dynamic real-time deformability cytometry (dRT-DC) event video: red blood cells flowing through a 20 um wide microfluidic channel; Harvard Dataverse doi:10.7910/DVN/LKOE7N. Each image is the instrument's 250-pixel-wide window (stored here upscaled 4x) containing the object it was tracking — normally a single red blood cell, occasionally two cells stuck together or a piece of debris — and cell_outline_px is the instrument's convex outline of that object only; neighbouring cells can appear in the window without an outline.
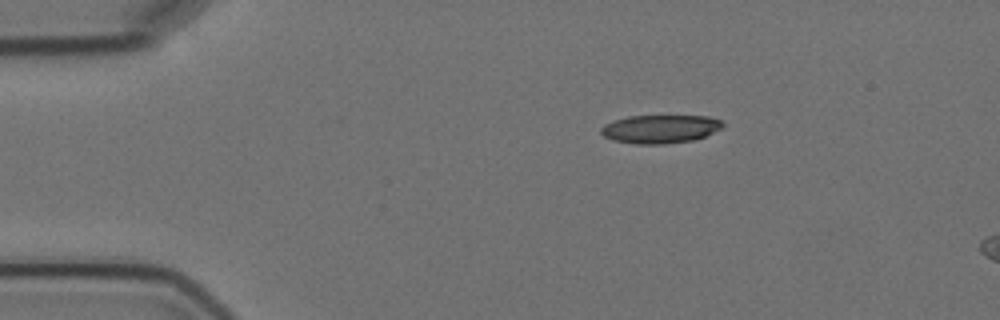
{"species": "Egyptian fruit bat (a non-hibernating species)", "species_latin": "Rousettus aegyptiacus", "temperature_condition": "cold", "stored_images_in_passage": 4, "camera_frame_rate_fps": 3000, "um_per_image_px": 0.085, "animal": {"sex": "female"}, "frame": {"image": 1, "passage_image": 4, "time_ms": 4.333, "image_size_px": [1000, 320], "cell_outline_px": [[724, 128], [704, 136], [692, 140], [664, 144], [636, 144], [612, 140], [604, 136], [600, 132], [600, 128], [604, 124], [628, 116], [708, 116], [720, 120], [724, 124]], "centroid_in_image_um": [56.12, 10.96], "position_along_channel_um": 28.9, "area_um2": 20.11}}